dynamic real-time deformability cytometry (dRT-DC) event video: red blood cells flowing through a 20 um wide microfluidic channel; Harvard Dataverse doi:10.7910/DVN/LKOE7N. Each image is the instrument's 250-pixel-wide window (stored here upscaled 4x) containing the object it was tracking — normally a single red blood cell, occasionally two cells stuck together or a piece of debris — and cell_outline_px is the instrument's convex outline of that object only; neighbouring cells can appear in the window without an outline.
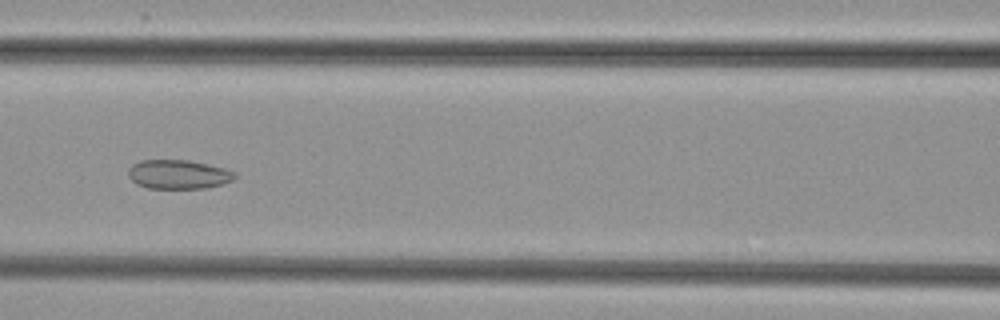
{"species": "common noctule bat (a hibernating species)", "species_latin": "Nyctalus noctula", "temperature_condition": "cold", "stored_images_in_passage": 42, "camera_frame_rate_fps": 3000, "um_per_image_px": 0.085, "animal": {"sex": "female", "body_mass_g": 29.2, "forearm_length_mm": 56.3}, "frame": {"image": 1, "passage_image": 13, "time_ms": 4.0, "image_size_px": [1000, 320], "cell_outline_px": [[236, 176], [232, 180], [220, 184], [204, 188], [148, 188], [136, 184], [128, 176], [128, 168], [132, 164], [140, 160], [188, 160], [208, 164], [224, 168], [236, 172]], "centroid_in_image_um": [15.13, 14.81], "position_along_channel_um": 151.5, "area_um2": 18.03}}
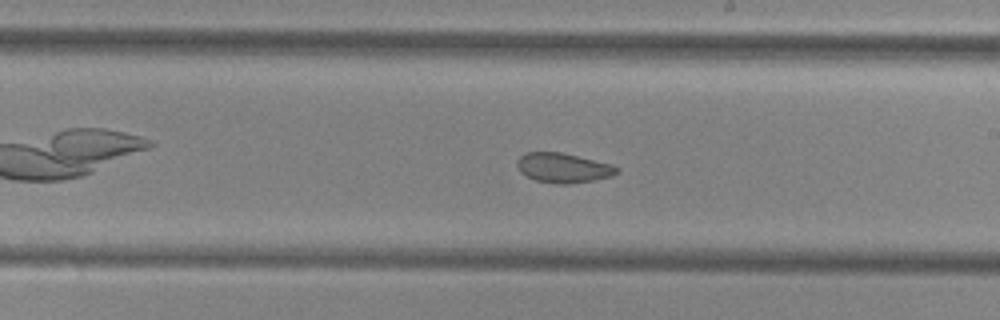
{"frame": {"image": 2, "passage_image": 20, "time_ms": 6.333, "image_size_px": [1000, 320], "cell_outline_px": [[620, 172], [612, 176], [592, 180], [568, 184], [556, 184], [536, 180], [520, 172], [516, 164], [516, 160], [524, 152], [560, 152], [612, 164], [620, 168]], "centroid_in_image_um": [47.87, 14.26], "position_along_channel_um": 241.1, "area_um2": 17.28}}
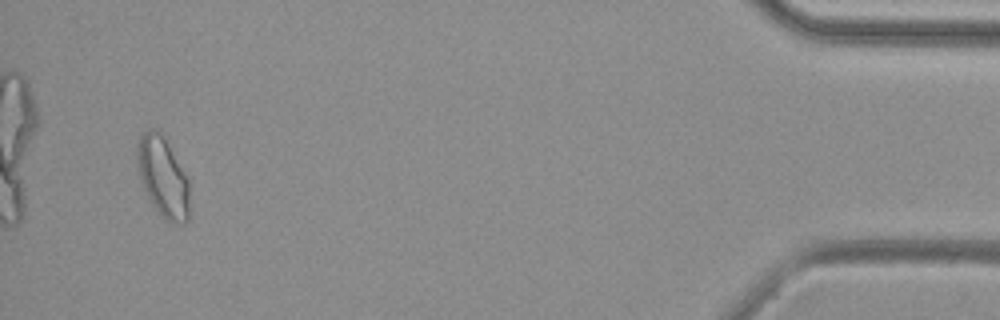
{"frame": {"image": 3, "passage_image": 40, "time_ms": 13.0, "image_size_px": [1000, 320], "cell_outline_px": [[188, 220], [184, 224], [172, 224], [152, 204], [144, 192], [140, 180], [136, 156], [136, 148], [140, 136], [148, 128], [156, 128], [164, 136], [184, 172], [188, 180]], "centroid_in_image_um": [13.82, 15.02], "position_along_channel_um": 421.4, "area_um2": 24.33}}